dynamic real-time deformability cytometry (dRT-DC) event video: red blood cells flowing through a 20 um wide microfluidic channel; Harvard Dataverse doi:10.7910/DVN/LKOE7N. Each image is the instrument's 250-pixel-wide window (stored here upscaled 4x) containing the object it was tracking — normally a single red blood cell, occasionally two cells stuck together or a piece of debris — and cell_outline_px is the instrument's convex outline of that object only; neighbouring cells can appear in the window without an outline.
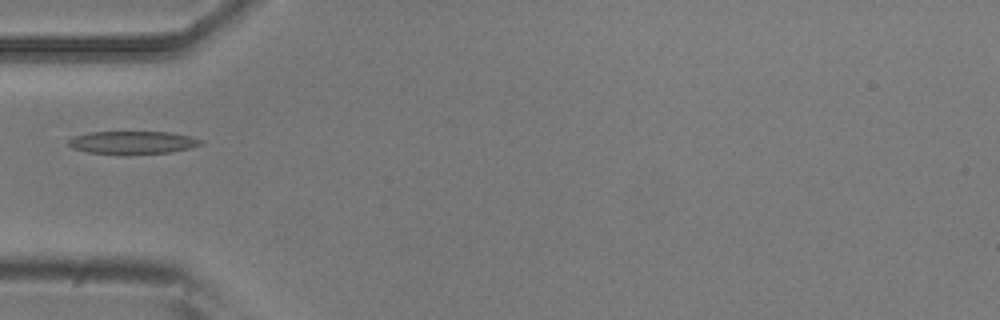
{"species": "common noctule bat (a hibernating species)", "species_latin": "Nyctalus noctula", "temperature_condition": "room temperature", "stored_images_in_passage": 2, "camera_frame_rate_fps": 3000, "um_per_image_px": 0.085, "animal": {"sex": "male", "body_mass_g": 20.5, "forearm_length_mm": 52.5}, "frame": {"image": 1, "passage_image": 2, "time_ms": 0.333, "image_size_px": [1000, 320], "cell_outline_px": [[200, 144], [192, 148], [172, 152], [88, 152], [72, 148], [68, 144], [68, 140], [72, 136], [88, 132], [168, 132], [192, 136], [200, 140]], "centroid_in_image_um": [11.25, 12.07], "position_along_channel_um": 73.7, "area_um2": 16.94}}